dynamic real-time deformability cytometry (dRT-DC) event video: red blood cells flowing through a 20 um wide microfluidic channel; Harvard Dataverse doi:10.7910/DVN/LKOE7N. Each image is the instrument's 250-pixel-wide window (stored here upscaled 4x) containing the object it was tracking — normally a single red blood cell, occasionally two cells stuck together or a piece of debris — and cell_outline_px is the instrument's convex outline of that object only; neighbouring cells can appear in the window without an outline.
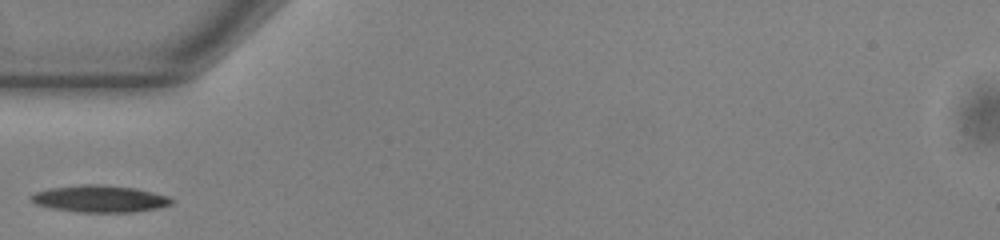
{"species": "common noctule bat (a hibernating species)", "species_latin": "Nyctalus noctula", "temperature_condition": "warm", "stored_images_in_passage": 34, "camera_frame_rate_fps": 3000, "um_per_image_px": 0.085, "animal": {"sex": "male", "body_mass_g": 13.0, "forearm_length_mm": 53.1}, "frame": {"image": 1, "passage_image": 1, "time_ms": 0.0, "image_size_px": [1000, 240], "cell_outline_px": [[176, 200], [172, 204], [160, 208], [136, 212], [76, 212], [52, 208], [36, 204], [28, 200], [28, 196], [36, 192], [48, 188], [88, 184], [100, 184], [136, 188], [168, 196]], "centroid_in_image_um": [8.5, 16.9], "position_along_channel_um": 76.5, "area_um2": 22.31}}
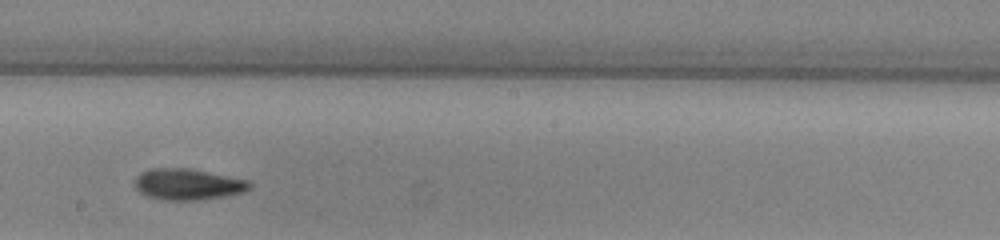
{"frame": {"image": 2, "passage_image": 13, "time_ms": 4.0, "image_size_px": [1000, 240], "cell_outline_px": [[252, 188], [244, 192], [224, 196], [196, 200], [164, 200], [148, 196], [140, 192], [136, 188], [136, 180], [144, 172], [152, 168], [184, 168], [248, 180], [252, 184]], "centroid_in_image_um": [16.01, 15.68], "position_along_channel_um": 232.2, "area_um2": 20.35}}
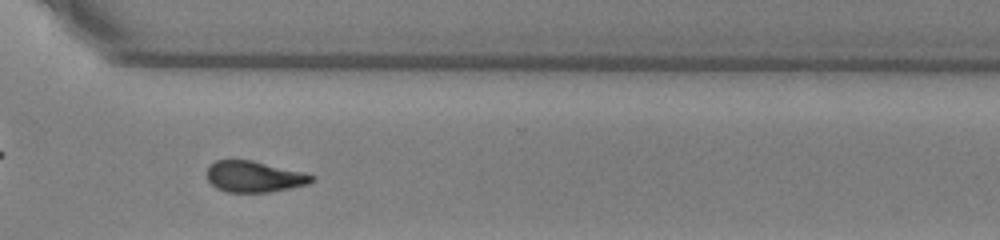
{"frame": {"image": 3, "passage_image": 22, "time_ms": 7.0, "image_size_px": [1000, 240], "cell_outline_px": [[316, 180], [308, 184], [268, 192], [228, 192], [216, 188], [208, 180], [208, 164], [216, 160], [252, 160], [304, 172], [316, 176]], "centroid_in_image_um": [21.62, 15.0], "position_along_channel_um": 349.0, "area_um2": 19.02}}